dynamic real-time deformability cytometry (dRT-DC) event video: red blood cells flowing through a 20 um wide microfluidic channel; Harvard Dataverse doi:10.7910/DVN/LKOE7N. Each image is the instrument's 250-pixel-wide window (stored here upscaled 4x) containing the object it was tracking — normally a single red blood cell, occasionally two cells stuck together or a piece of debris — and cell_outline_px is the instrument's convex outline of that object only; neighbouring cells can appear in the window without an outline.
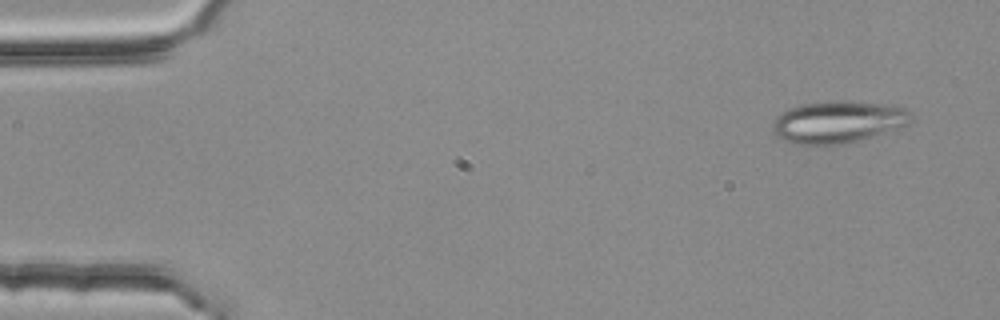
{"species": "common noctule bat (a hibernating species)", "species_latin": "Nyctalus noctula", "temperature_condition": "room temperature", "stored_images_in_passage": 3, "camera_frame_rate_fps": 3000, "um_per_image_px": 0.085, "animal": {"sex": "female", "body_mass_g": 25.1}, "frame": {"image": 1, "passage_image": 1, "time_ms": 0.0, "image_size_px": [1000, 320], "cell_outline_px": [[916, 116], [908, 124], [844, 144], [800, 144], [784, 140], [776, 136], [772, 132], [772, 124], [776, 116], [788, 108], [800, 104], [840, 100], [880, 104], [904, 108], [912, 112]], "centroid_in_image_um": [71.19, 10.35], "position_along_channel_um": 13.8, "area_um2": 33.58}}